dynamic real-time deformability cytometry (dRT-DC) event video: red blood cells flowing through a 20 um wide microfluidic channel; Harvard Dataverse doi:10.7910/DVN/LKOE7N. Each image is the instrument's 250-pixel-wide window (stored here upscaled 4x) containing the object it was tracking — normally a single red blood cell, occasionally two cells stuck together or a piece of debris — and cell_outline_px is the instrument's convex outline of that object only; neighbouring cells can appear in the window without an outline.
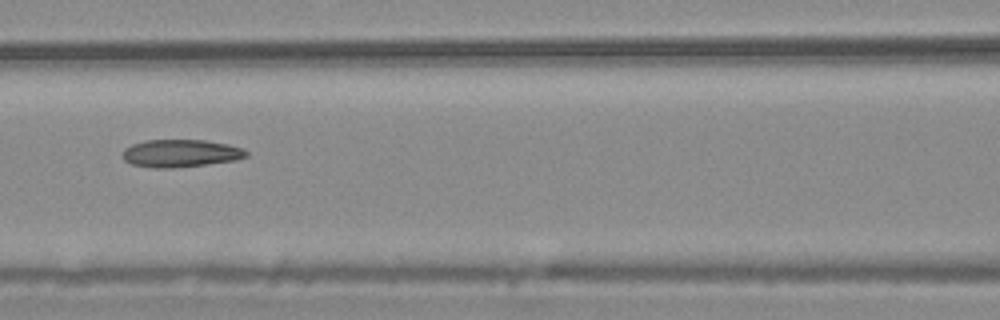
{"species": "common noctule bat (a hibernating species)", "species_latin": "Nyctalus noctula", "temperature_condition": "warm", "stored_images_in_passage": 6, "camera_frame_rate_fps": 3000, "um_per_image_px": 0.085, "animal": {"sex": "male", "body_mass_g": 20.4}, "frame": {"image": 1, "passage_image": 4, "time_ms": 1.0, "image_size_px": [1000, 320], "cell_outline_px": [[248, 156], [236, 160], [172, 168], [152, 168], [132, 164], [124, 160], [124, 148], [132, 144], [148, 140], [204, 140], [228, 144], [244, 148], [248, 152]], "centroid_in_image_um": [15.38, 13.03], "position_along_channel_um": 151.2, "area_um2": 19.83}}
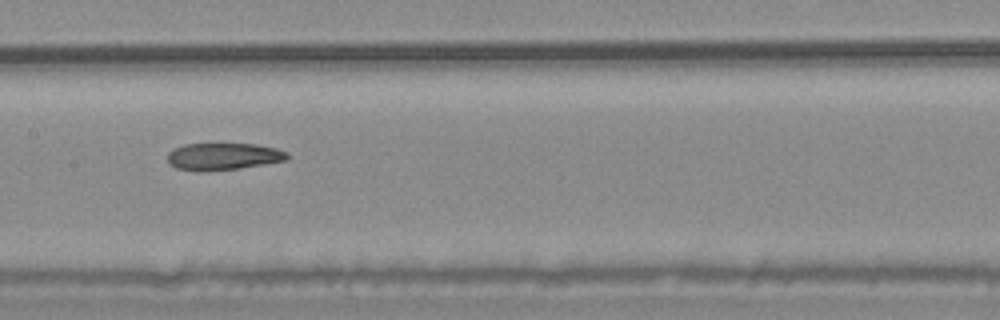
{"frame": {"image": 2, "passage_image": 5, "time_ms": 1.333, "image_size_px": [1000, 320], "cell_outline_px": [[288, 156], [284, 160], [240, 168], [208, 172], [196, 172], [176, 168], [168, 164], [168, 152], [184, 144], [256, 144], [276, 148], [288, 152]], "centroid_in_image_um": [18.92, 13.31], "position_along_channel_um": 188.5, "area_um2": 18.96}}
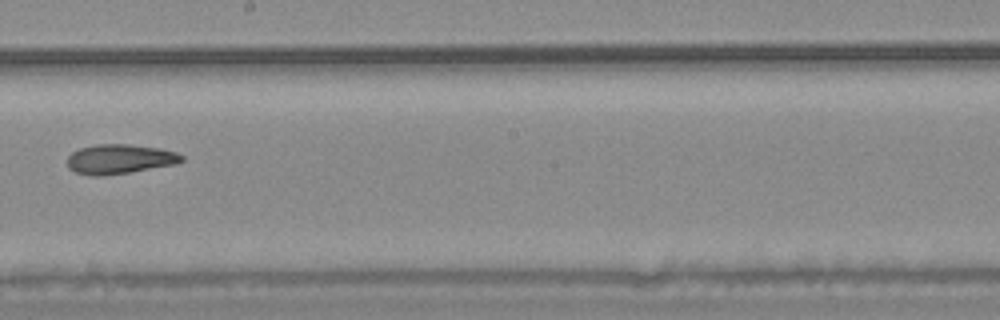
{"frame": {"image": 3, "passage_image": 6, "time_ms": 1.667, "image_size_px": [1000, 320], "cell_outline_px": [[184, 160], [176, 164], [104, 176], [88, 176], [76, 172], [68, 168], [68, 156], [72, 152], [80, 148], [96, 144], [128, 144], [156, 148], [176, 152], [184, 156]], "centroid_in_image_um": [10.15, 13.53], "position_along_channel_um": 238.1, "area_um2": 19.65}}